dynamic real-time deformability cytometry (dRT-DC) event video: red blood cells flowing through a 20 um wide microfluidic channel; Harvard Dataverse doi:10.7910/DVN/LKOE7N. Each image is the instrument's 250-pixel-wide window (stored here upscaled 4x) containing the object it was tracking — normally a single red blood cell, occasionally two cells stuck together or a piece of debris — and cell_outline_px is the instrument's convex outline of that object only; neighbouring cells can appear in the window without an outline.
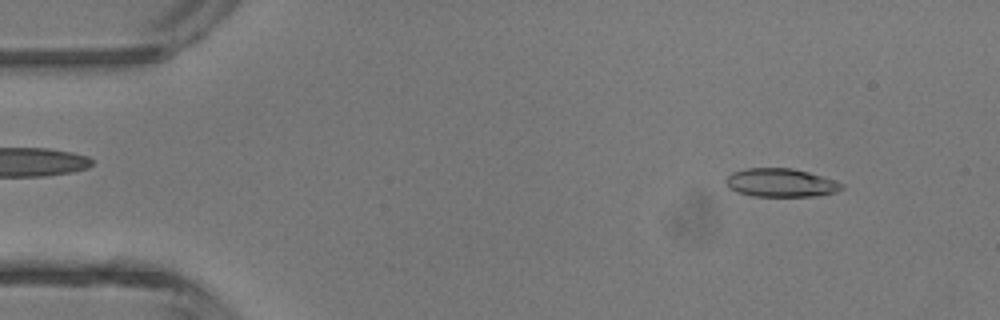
{"species": "common noctule bat (a hibernating species)", "species_latin": "Nyctalus noctula", "temperature_condition": "room temperature", "stored_images_in_passage": 45, "camera_frame_rate_fps": 3000, "um_per_image_px": 0.085, "animal": {"sex": "male", "body_mass_g": 13.3}, "frame": {"image": 1, "passage_image": 4, "time_ms": 1.0, "image_size_px": [1000, 320], "cell_outline_px": [[844, 188], [836, 192], [816, 196], [752, 196], [736, 192], [728, 188], [724, 184], [724, 180], [732, 172], [744, 168], [792, 168], [808, 172], [836, 180], [844, 184]], "centroid_in_image_um": [66.34, 15.53], "position_along_channel_um": 18.7, "area_um2": 19.48}}
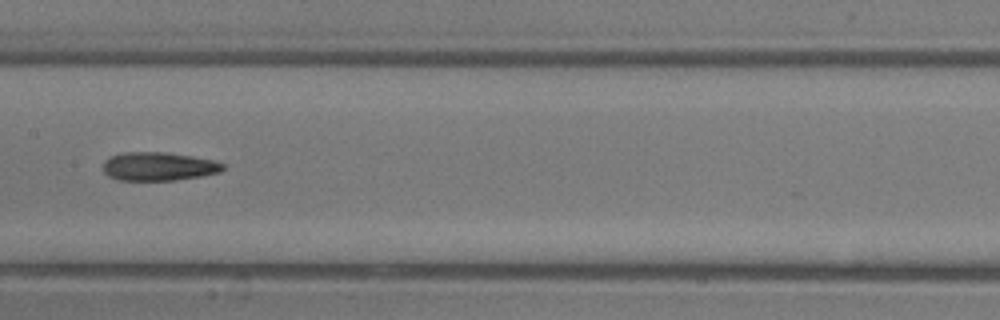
{"frame": {"image": 2, "passage_image": 22, "time_ms": 7.0, "image_size_px": [1000, 320], "cell_outline_px": [[224, 168], [220, 172], [200, 176], [176, 180], [120, 180], [108, 176], [104, 172], [104, 160], [112, 156], [124, 152], [168, 152], [192, 156], [212, 160], [224, 164]], "centroid_in_image_um": [13.48, 14.14], "position_along_channel_um": 193.9, "area_um2": 19.83}}
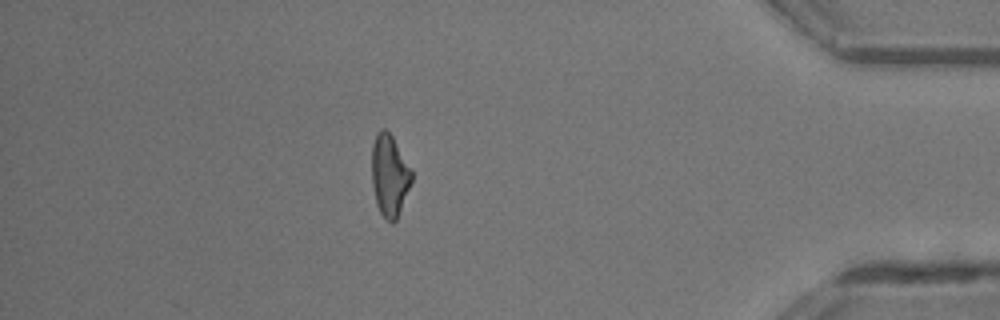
{"frame": {"image": 3, "passage_image": 39, "time_ms": 12.667, "image_size_px": [1000, 320], "cell_outline_px": [[412, 180], [396, 220], [392, 224], [380, 212], [376, 204], [372, 184], [372, 144], [376, 132], [380, 128], [384, 128], [392, 136], [412, 172]], "centroid_in_image_um": [33.08, 14.89], "position_along_channel_um": 402.1, "area_um2": 18.73}, "authors_computed_cell_mechanics": {"area_um2": 19.363, "velocity_mm_per_s": 4.4738, "shape_relaxation_time_tau1_ms": 5.0872, "shape_relaxation_time_tau2_ms": 3.3217, "deformation_change_tau1": 0.1907, "deformation_change_tau2": 0.1425}}